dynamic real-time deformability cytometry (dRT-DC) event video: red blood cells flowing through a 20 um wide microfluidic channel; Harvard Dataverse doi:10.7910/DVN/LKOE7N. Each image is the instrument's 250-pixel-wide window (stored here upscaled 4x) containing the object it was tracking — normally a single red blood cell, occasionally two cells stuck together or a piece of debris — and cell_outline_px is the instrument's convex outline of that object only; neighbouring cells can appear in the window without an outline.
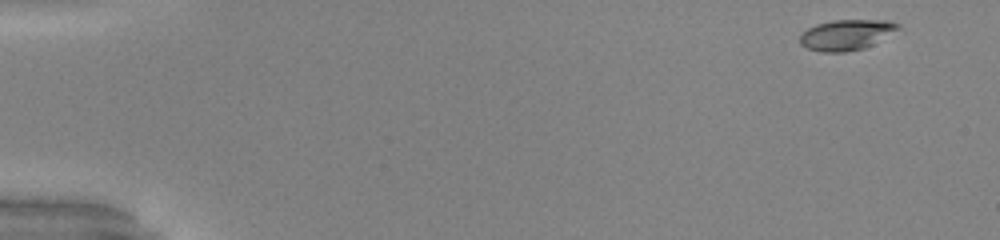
{"species": "common noctule bat (a hibernating species)", "species_latin": "Nyctalus noctula", "temperature_condition": "warm", "stored_images_in_passage": 50, "camera_frame_rate_fps": 3000, "um_per_image_px": 0.085, "animal": {"sex": "male", "body_mass_g": 20.0, "forearm_length_mm": 53.3}, "frame": {"image": 1, "passage_image": 1, "time_ms": 0.0, "image_size_px": [1000, 240], "cell_outline_px": [[900, 28], [872, 44], [864, 48], [844, 52], [820, 52], [808, 48], [800, 44], [800, 36], [808, 28], [816, 24], [832, 20], [888, 20], [900, 24]], "centroid_in_image_um": [71.93, 2.95], "position_along_channel_um": 13.1, "area_um2": 17.28}}
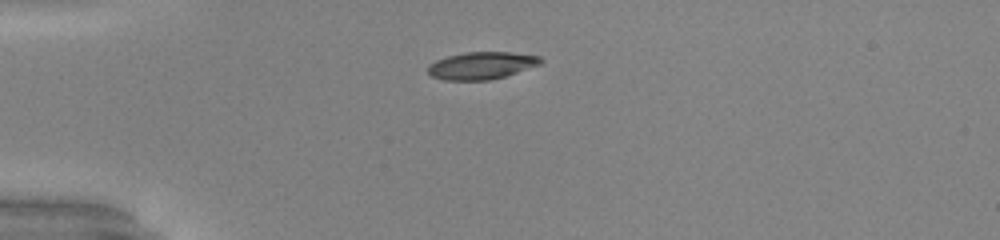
{"frame": {"image": 2, "passage_image": 12, "time_ms": 3.667, "image_size_px": [1000, 240], "cell_outline_px": [[544, 60], [540, 64], [504, 76], [488, 80], [444, 80], [432, 76], [428, 72], [428, 64], [436, 60], [448, 56], [468, 52], [508, 52], [540, 56]], "centroid_in_image_um": [40.91, 5.57], "position_along_channel_um": 44.1, "area_um2": 17.74}}
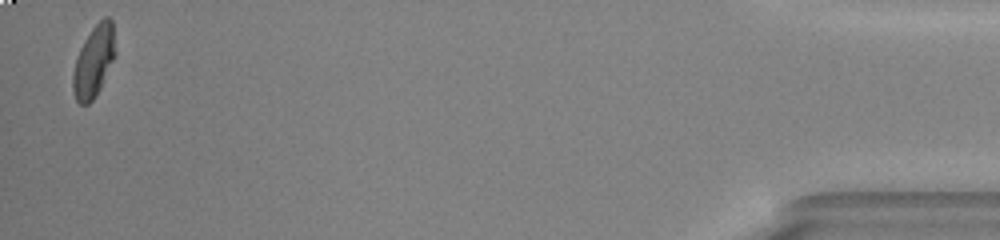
{"frame": {"image": 3, "passage_image": 49, "time_ms": 16.0, "image_size_px": [1000, 240], "cell_outline_px": [[116, 56], [96, 96], [88, 104], [80, 104], [76, 100], [72, 88], [72, 72], [76, 56], [84, 40], [92, 28], [104, 16], [108, 16], [112, 20], [116, 52]], "centroid_in_image_um": [7.97, 5.2], "position_along_channel_um": 427.2, "area_um2": 17.92}, "authors_computed_cell_mechanics": {"area_um2": 18.0625, "velocity_mm_per_s": 4.0282, "shape_relaxation_time_tau1_ms": 4.3647, "shape_relaxation_time_tau2_ms": 1.7534, "deformation_change_tau1": 0.1852, "deformation_change_tau2": 0.0494}}